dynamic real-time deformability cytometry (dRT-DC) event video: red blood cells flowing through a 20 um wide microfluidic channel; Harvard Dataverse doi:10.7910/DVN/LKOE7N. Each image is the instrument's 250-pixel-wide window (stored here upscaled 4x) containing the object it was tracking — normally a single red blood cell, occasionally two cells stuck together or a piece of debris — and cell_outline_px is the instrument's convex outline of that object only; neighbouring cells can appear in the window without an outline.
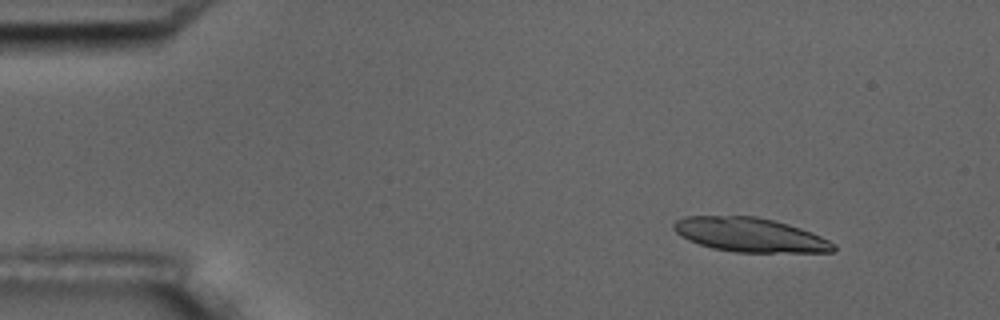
{"species": "common noctule bat (a hibernating species)", "species_latin": "Nyctalus noctula", "temperature_condition": "room temperature", "stored_images_in_passage": 5, "camera_frame_rate_fps": 3000, "um_per_image_px": 0.085, "animal": {"sex": "male", "body_mass_g": 17.5, "forearm_length_mm": 52.3}, "frame": {"image": 1, "passage_image": 2, "time_ms": 1.0, "image_size_px": [1000, 320], "cell_outline_px": [[836, 248], [832, 252], [736, 252], [712, 248], [688, 240], [676, 232], [672, 228], [672, 224], [676, 220], [684, 216], [756, 216], [788, 224], [812, 232], [836, 244]], "centroid_in_image_um": [63.74, 19.96], "position_along_channel_um": 21.3, "area_um2": 31.73}}